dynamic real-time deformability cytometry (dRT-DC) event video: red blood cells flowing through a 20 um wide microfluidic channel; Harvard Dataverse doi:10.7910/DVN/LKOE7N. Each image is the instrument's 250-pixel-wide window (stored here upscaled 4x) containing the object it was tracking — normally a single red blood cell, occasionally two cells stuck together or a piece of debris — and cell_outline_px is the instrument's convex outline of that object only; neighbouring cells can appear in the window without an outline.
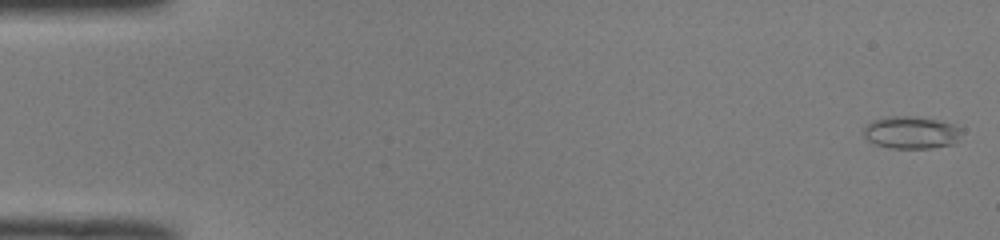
{"species": "common noctule bat (a hibernating species)", "species_latin": "Nyctalus noctula", "temperature_condition": "room temperature", "stored_images_in_passage": 51, "camera_frame_rate_fps": 3000, "um_per_image_px": 0.085, "animal": {"sex": "male", "body_mass_g": 19.0, "forearm_length_mm": 50.8}, "frame": {"image": 1, "passage_image": 2, "time_ms": 0.333, "image_size_px": [1000, 240], "cell_outline_px": [[964, 128], [952, 144], [932, 148], [888, 148], [876, 144], [868, 140], [864, 136], [864, 128], [872, 120], [888, 116], [916, 116], [940, 120]], "centroid_in_image_um": [77.45, 11.25], "position_along_channel_um": 7.6, "area_um2": 18.55}}
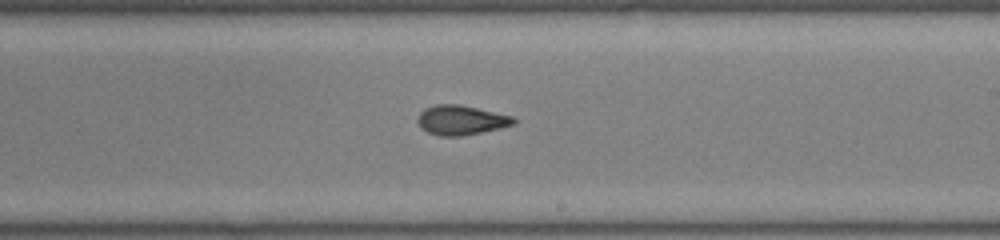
{"frame": {"image": 2, "passage_image": 31, "time_ms": 10.0, "image_size_px": [1000, 240], "cell_outline_px": [[516, 124], [500, 128], [460, 136], [440, 136], [428, 132], [420, 128], [416, 120], [420, 112], [424, 108], [436, 104], [460, 104], [512, 116], [516, 120]], "centroid_in_image_um": [39.15, 10.2], "position_along_channel_um": 249.8, "area_um2": 16.59}}
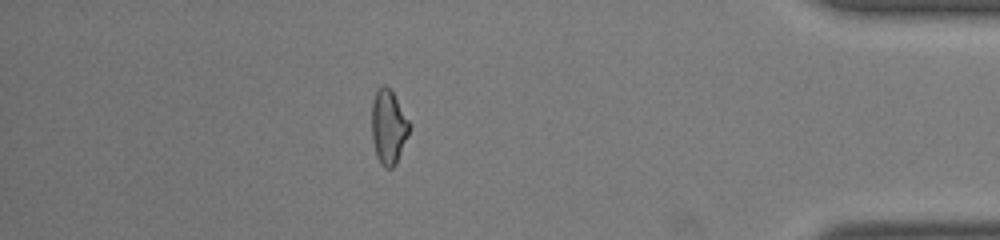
{"frame": {"image": 3, "passage_image": 45, "time_ms": 14.667, "image_size_px": [1000, 240], "cell_outline_px": [[412, 124], [408, 136], [396, 164], [392, 168], [384, 168], [380, 164], [376, 156], [372, 140], [372, 100], [380, 84], [384, 84], [392, 92]], "centroid_in_image_um": [33.03, 10.81], "position_along_channel_um": 402.2, "area_um2": 16.53}, "authors_computed_cell_mechanics": {"area_um2": 16.762, "velocity_mm_per_s": 4.0924, "shape_relaxation_time_tau1_ms": null, "shape_relaxation_time_tau2_ms": 1.7419, "deformation_change_tau1": null, "deformation_change_tau2": 0.0884}}